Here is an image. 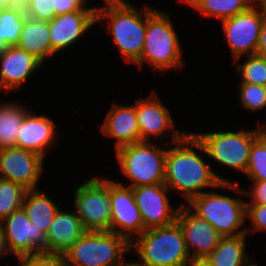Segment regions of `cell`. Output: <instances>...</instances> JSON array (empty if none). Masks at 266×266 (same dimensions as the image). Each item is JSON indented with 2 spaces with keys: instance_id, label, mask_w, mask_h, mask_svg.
Masks as SVG:
<instances>
[{
  "instance_id": "cell-36",
  "label": "cell",
  "mask_w": 266,
  "mask_h": 266,
  "mask_svg": "<svg viewBox=\"0 0 266 266\" xmlns=\"http://www.w3.org/2000/svg\"><path fill=\"white\" fill-rule=\"evenodd\" d=\"M56 15L80 10L89 0H53Z\"/></svg>"
},
{
  "instance_id": "cell-20",
  "label": "cell",
  "mask_w": 266,
  "mask_h": 266,
  "mask_svg": "<svg viewBox=\"0 0 266 266\" xmlns=\"http://www.w3.org/2000/svg\"><path fill=\"white\" fill-rule=\"evenodd\" d=\"M101 132L104 136L116 140L115 150L124 145L140 142L135 103L132 105L114 103L101 126Z\"/></svg>"
},
{
  "instance_id": "cell-10",
  "label": "cell",
  "mask_w": 266,
  "mask_h": 266,
  "mask_svg": "<svg viewBox=\"0 0 266 266\" xmlns=\"http://www.w3.org/2000/svg\"><path fill=\"white\" fill-rule=\"evenodd\" d=\"M264 14L262 5L256 1L246 11L221 21L234 62L256 54Z\"/></svg>"
},
{
  "instance_id": "cell-28",
  "label": "cell",
  "mask_w": 266,
  "mask_h": 266,
  "mask_svg": "<svg viewBox=\"0 0 266 266\" xmlns=\"http://www.w3.org/2000/svg\"><path fill=\"white\" fill-rule=\"evenodd\" d=\"M246 58L244 63H236V73L241 77L240 82L266 86V57L252 54Z\"/></svg>"
},
{
  "instance_id": "cell-3",
  "label": "cell",
  "mask_w": 266,
  "mask_h": 266,
  "mask_svg": "<svg viewBox=\"0 0 266 266\" xmlns=\"http://www.w3.org/2000/svg\"><path fill=\"white\" fill-rule=\"evenodd\" d=\"M177 35L168 13L146 5L144 46L140 60L135 65L142 68L144 63H148L159 72L172 68L180 70L184 59Z\"/></svg>"
},
{
  "instance_id": "cell-23",
  "label": "cell",
  "mask_w": 266,
  "mask_h": 266,
  "mask_svg": "<svg viewBox=\"0 0 266 266\" xmlns=\"http://www.w3.org/2000/svg\"><path fill=\"white\" fill-rule=\"evenodd\" d=\"M22 208L29 220L46 233L60 209L55 201L46 196L40 189L27 190Z\"/></svg>"
},
{
  "instance_id": "cell-25",
  "label": "cell",
  "mask_w": 266,
  "mask_h": 266,
  "mask_svg": "<svg viewBox=\"0 0 266 266\" xmlns=\"http://www.w3.org/2000/svg\"><path fill=\"white\" fill-rule=\"evenodd\" d=\"M257 0H179L193 7L196 11L210 17H217L221 21L246 11Z\"/></svg>"
},
{
  "instance_id": "cell-18",
  "label": "cell",
  "mask_w": 266,
  "mask_h": 266,
  "mask_svg": "<svg viewBox=\"0 0 266 266\" xmlns=\"http://www.w3.org/2000/svg\"><path fill=\"white\" fill-rule=\"evenodd\" d=\"M42 65L25 50L16 45L8 46L0 55V91L8 93L19 89Z\"/></svg>"
},
{
  "instance_id": "cell-5",
  "label": "cell",
  "mask_w": 266,
  "mask_h": 266,
  "mask_svg": "<svg viewBox=\"0 0 266 266\" xmlns=\"http://www.w3.org/2000/svg\"><path fill=\"white\" fill-rule=\"evenodd\" d=\"M263 133L262 125L250 130L215 131L193 133L197 138V148L216 163L242 171L245 175L251 147Z\"/></svg>"
},
{
  "instance_id": "cell-22",
  "label": "cell",
  "mask_w": 266,
  "mask_h": 266,
  "mask_svg": "<svg viewBox=\"0 0 266 266\" xmlns=\"http://www.w3.org/2000/svg\"><path fill=\"white\" fill-rule=\"evenodd\" d=\"M17 47L33 55L42 64L52 57L49 21L25 19Z\"/></svg>"
},
{
  "instance_id": "cell-45",
  "label": "cell",
  "mask_w": 266,
  "mask_h": 266,
  "mask_svg": "<svg viewBox=\"0 0 266 266\" xmlns=\"http://www.w3.org/2000/svg\"><path fill=\"white\" fill-rule=\"evenodd\" d=\"M259 1V3L262 5L264 11H265V14H266V0H257Z\"/></svg>"
},
{
  "instance_id": "cell-29",
  "label": "cell",
  "mask_w": 266,
  "mask_h": 266,
  "mask_svg": "<svg viewBox=\"0 0 266 266\" xmlns=\"http://www.w3.org/2000/svg\"><path fill=\"white\" fill-rule=\"evenodd\" d=\"M245 175L250 181H266V134L253 143Z\"/></svg>"
},
{
  "instance_id": "cell-15",
  "label": "cell",
  "mask_w": 266,
  "mask_h": 266,
  "mask_svg": "<svg viewBox=\"0 0 266 266\" xmlns=\"http://www.w3.org/2000/svg\"><path fill=\"white\" fill-rule=\"evenodd\" d=\"M169 191L164 183L132 188L145 229L170 225L176 220L178 208H172Z\"/></svg>"
},
{
  "instance_id": "cell-24",
  "label": "cell",
  "mask_w": 266,
  "mask_h": 266,
  "mask_svg": "<svg viewBox=\"0 0 266 266\" xmlns=\"http://www.w3.org/2000/svg\"><path fill=\"white\" fill-rule=\"evenodd\" d=\"M246 235L222 237L206 257L211 266H243L251 258L246 253Z\"/></svg>"
},
{
  "instance_id": "cell-39",
  "label": "cell",
  "mask_w": 266,
  "mask_h": 266,
  "mask_svg": "<svg viewBox=\"0 0 266 266\" xmlns=\"http://www.w3.org/2000/svg\"><path fill=\"white\" fill-rule=\"evenodd\" d=\"M182 266H211L206 257H189Z\"/></svg>"
},
{
  "instance_id": "cell-43",
  "label": "cell",
  "mask_w": 266,
  "mask_h": 266,
  "mask_svg": "<svg viewBox=\"0 0 266 266\" xmlns=\"http://www.w3.org/2000/svg\"><path fill=\"white\" fill-rule=\"evenodd\" d=\"M7 0H0V10L6 9Z\"/></svg>"
},
{
  "instance_id": "cell-9",
  "label": "cell",
  "mask_w": 266,
  "mask_h": 266,
  "mask_svg": "<svg viewBox=\"0 0 266 266\" xmlns=\"http://www.w3.org/2000/svg\"><path fill=\"white\" fill-rule=\"evenodd\" d=\"M74 194L75 210L84 230L111 231V179H87Z\"/></svg>"
},
{
  "instance_id": "cell-40",
  "label": "cell",
  "mask_w": 266,
  "mask_h": 266,
  "mask_svg": "<svg viewBox=\"0 0 266 266\" xmlns=\"http://www.w3.org/2000/svg\"><path fill=\"white\" fill-rule=\"evenodd\" d=\"M5 255V250H4V243H3V234H2V225L0 223V258H2Z\"/></svg>"
},
{
  "instance_id": "cell-11",
  "label": "cell",
  "mask_w": 266,
  "mask_h": 266,
  "mask_svg": "<svg viewBox=\"0 0 266 266\" xmlns=\"http://www.w3.org/2000/svg\"><path fill=\"white\" fill-rule=\"evenodd\" d=\"M5 255L16 257L47 253L46 232L32 223L23 208L13 212L1 222Z\"/></svg>"
},
{
  "instance_id": "cell-42",
  "label": "cell",
  "mask_w": 266,
  "mask_h": 266,
  "mask_svg": "<svg viewBox=\"0 0 266 266\" xmlns=\"http://www.w3.org/2000/svg\"><path fill=\"white\" fill-rule=\"evenodd\" d=\"M7 44L0 39V55L7 49Z\"/></svg>"
},
{
  "instance_id": "cell-6",
  "label": "cell",
  "mask_w": 266,
  "mask_h": 266,
  "mask_svg": "<svg viewBox=\"0 0 266 266\" xmlns=\"http://www.w3.org/2000/svg\"><path fill=\"white\" fill-rule=\"evenodd\" d=\"M130 242L111 231H85L64 253L67 266H118Z\"/></svg>"
},
{
  "instance_id": "cell-7",
  "label": "cell",
  "mask_w": 266,
  "mask_h": 266,
  "mask_svg": "<svg viewBox=\"0 0 266 266\" xmlns=\"http://www.w3.org/2000/svg\"><path fill=\"white\" fill-rule=\"evenodd\" d=\"M120 170L132 181L128 187L164 183L167 148L140 141L115 150Z\"/></svg>"
},
{
  "instance_id": "cell-32",
  "label": "cell",
  "mask_w": 266,
  "mask_h": 266,
  "mask_svg": "<svg viewBox=\"0 0 266 266\" xmlns=\"http://www.w3.org/2000/svg\"><path fill=\"white\" fill-rule=\"evenodd\" d=\"M19 260L18 266H67L63 254H49L40 252L37 254L16 257Z\"/></svg>"
},
{
  "instance_id": "cell-44",
  "label": "cell",
  "mask_w": 266,
  "mask_h": 266,
  "mask_svg": "<svg viewBox=\"0 0 266 266\" xmlns=\"http://www.w3.org/2000/svg\"><path fill=\"white\" fill-rule=\"evenodd\" d=\"M251 261H252L251 259L248 260L243 266H258L257 263H252Z\"/></svg>"
},
{
  "instance_id": "cell-13",
  "label": "cell",
  "mask_w": 266,
  "mask_h": 266,
  "mask_svg": "<svg viewBox=\"0 0 266 266\" xmlns=\"http://www.w3.org/2000/svg\"><path fill=\"white\" fill-rule=\"evenodd\" d=\"M135 111L140 131V141H149L151 137H171L170 142L180 140L187 132L174 129V121L169 109L152 92L150 97L138 99ZM168 133L169 135H167ZM172 133V134H171ZM166 134V135H165Z\"/></svg>"
},
{
  "instance_id": "cell-41",
  "label": "cell",
  "mask_w": 266,
  "mask_h": 266,
  "mask_svg": "<svg viewBox=\"0 0 266 266\" xmlns=\"http://www.w3.org/2000/svg\"><path fill=\"white\" fill-rule=\"evenodd\" d=\"M118 266H146L142 262H125L124 259Z\"/></svg>"
},
{
  "instance_id": "cell-2",
  "label": "cell",
  "mask_w": 266,
  "mask_h": 266,
  "mask_svg": "<svg viewBox=\"0 0 266 266\" xmlns=\"http://www.w3.org/2000/svg\"><path fill=\"white\" fill-rule=\"evenodd\" d=\"M97 6V22L108 21V32L112 35L119 53L130 64L140 60L146 35V5L141 11L126 0H103ZM144 10V11H143Z\"/></svg>"
},
{
  "instance_id": "cell-31",
  "label": "cell",
  "mask_w": 266,
  "mask_h": 266,
  "mask_svg": "<svg viewBox=\"0 0 266 266\" xmlns=\"http://www.w3.org/2000/svg\"><path fill=\"white\" fill-rule=\"evenodd\" d=\"M239 89L240 102L244 108L253 112L266 109V86L240 82Z\"/></svg>"
},
{
  "instance_id": "cell-16",
  "label": "cell",
  "mask_w": 266,
  "mask_h": 266,
  "mask_svg": "<svg viewBox=\"0 0 266 266\" xmlns=\"http://www.w3.org/2000/svg\"><path fill=\"white\" fill-rule=\"evenodd\" d=\"M111 208V232L125 237L131 243L146 230L132 188L114 179H111Z\"/></svg>"
},
{
  "instance_id": "cell-27",
  "label": "cell",
  "mask_w": 266,
  "mask_h": 266,
  "mask_svg": "<svg viewBox=\"0 0 266 266\" xmlns=\"http://www.w3.org/2000/svg\"><path fill=\"white\" fill-rule=\"evenodd\" d=\"M26 192L22 185L0 178V222L22 208Z\"/></svg>"
},
{
  "instance_id": "cell-8",
  "label": "cell",
  "mask_w": 266,
  "mask_h": 266,
  "mask_svg": "<svg viewBox=\"0 0 266 266\" xmlns=\"http://www.w3.org/2000/svg\"><path fill=\"white\" fill-rule=\"evenodd\" d=\"M186 205L199 217L210 223L222 237L246 234V201L217 192H204ZM242 228V229H241Z\"/></svg>"
},
{
  "instance_id": "cell-37",
  "label": "cell",
  "mask_w": 266,
  "mask_h": 266,
  "mask_svg": "<svg viewBox=\"0 0 266 266\" xmlns=\"http://www.w3.org/2000/svg\"><path fill=\"white\" fill-rule=\"evenodd\" d=\"M6 9L14 11L21 18L31 19V8L29 0H7Z\"/></svg>"
},
{
  "instance_id": "cell-30",
  "label": "cell",
  "mask_w": 266,
  "mask_h": 266,
  "mask_svg": "<svg viewBox=\"0 0 266 266\" xmlns=\"http://www.w3.org/2000/svg\"><path fill=\"white\" fill-rule=\"evenodd\" d=\"M24 20L14 11L0 10V39L7 46H15L19 42Z\"/></svg>"
},
{
  "instance_id": "cell-38",
  "label": "cell",
  "mask_w": 266,
  "mask_h": 266,
  "mask_svg": "<svg viewBox=\"0 0 266 266\" xmlns=\"http://www.w3.org/2000/svg\"><path fill=\"white\" fill-rule=\"evenodd\" d=\"M256 54L266 57V14H264Z\"/></svg>"
},
{
  "instance_id": "cell-34",
  "label": "cell",
  "mask_w": 266,
  "mask_h": 266,
  "mask_svg": "<svg viewBox=\"0 0 266 266\" xmlns=\"http://www.w3.org/2000/svg\"><path fill=\"white\" fill-rule=\"evenodd\" d=\"M246 217L250 218L252 224V226L246 227V234L250 230L266 232V205L246 204Z\"/></svg>"
},
{
  "instance_id": "cell-21",
  "label": "cell",
  "mask_w": 266,
  "mask_h": 266,
  "mask_svg": "<svg viewBox=\"0 0 266 266\" xmlns=\"http://www.w3.org/2000/svg\"><path fill=\"white\" fill-rule=\"evenodd\" d=\"M85 232L76 211L58 210L47 236V253L63 254L67 252Z\"/></svg>"
},
{
  "instance_id": "cell-14",
  "label": "cell",
  "mask_w": 266,
  "mask_h": 266,
  "mask_svg": "<svg viewBox=\"0 0 266 266\" xmlns=\"http://www.w3.org/2000/svg\"><path fill=\"white\" fill-rule=\"evenodd\" d=\"M87 6L85 4L80 10L56 15L49 21L52 56L77 43L97 24V6Z\"/></svg>"
},
{
  "instance_id": "cell-26",
  "label": "cell",
  "mask_w": 266,
  "mask_h": 266,
  "mask_svg": "<svg viewBox=\"0 0 266 266\" xmlns=\"http://www.w3.org/2000/svg\"><path fill=\"white\" fill-rule=\"evenodd\" d=\"M29 112L20 103H0V149L16 146L17 132Z\"/></svg>"
},
{
  "instance_id": "cell-17",
  "label": "cell",
  "mask_w": 266,
  "mask_h": 266,
  "mask_svg": "<svg viewBox=\"0 0 266 266\" xmlns=\"http://www.w3.org/2000/svg\"><path fill=\"white\" fill-rule=\"evenodd\" d=\"M176 221L191 257H207L222 238L210 223L195 214L183 202L178 207Z\"/></svg>"
},
{
  "instance_id": "cell-35",
  "label": "cell",
  "mask_w": 266,
  "mask_h": 266,
  "mask_svg": "<svg viewBox=\"0 0 266 266\" xmlns=\"http://www.w3.org/2000/svg\"><path fill=\"white\" fill-rule=\"evenodd\" d=\"M31 19L50 21L56 16L53 0H29Z\"/></svg>"
},
{
  "instance_id": "cell-1",
  "label": "cell",
  "mask_w": 266,
  "mask_h": 266,
  "mask_svg": "<svg viewBox=\"0 0 266 266\" xmlns=\"http://www.w3.org/2000/svg\"><path fill=\"white\" fill-rule=\"evenodd\" d=\"M163 146L167 147L164 184L171 192L179 191L186 200L184 204L206 192L203 189L221 188V183L233 182L215 173L203 155L196 152L197 138L193 132H187L171 144L165 142Z\"/></svg>"
},
{
  "instance_id": "cell-46",
  "label": "cell",
  "mask_w": 266,
  "mask_h": 266,
  "mask_svg": "<svg viewBox=\"0 0 266 266\" xmlns=\"http://www.w3.org/2000/svg\"><path fill=\"white\" fill-rule=\"evenodd\" d=\"M262 128H263V132L266 134V124L264 125H262Z\"/></svg>"
},
{
  "instance_id": "cell-33",
  "label": "cell",
  "mask_w": 266,
  "mask_h": 266,
  "mask_svg": "<svg viewBox=\"0 0 266 266\" xmlns=\"http://www.w3.org/2000/svg\"><path fill=\"white\" fill-rule=\"evenodd\" d=\"M251 191L243 190L238 182H223L221 183V189L232 190L244 195H250L251 202L248 201L246 204H262L266 205V181H251ZM250 202V203H249Z\"/></svg>"
},
{
  "instance_id": "cell-4",
  "label": "cell",
  "mask_w": 266,
  "mask_h": 266,
  "mask_svg": "<svg viewBox=\"0 0 266 266\" xmlns=\"http://www.w3.org/2000/svg\"><path fill=\"white\" fill-rule=\"evenodd\" d=\"M146 266H182L190 254L179 223L146 229L130 243ZM134 248V249H133Z\"/></svg>"
},
{
  "instance_id": "cell-19",
  "label": "cell",
  "mask_w": 266,
  "mask_h": 266,
  "mask_svg": "<svg viewBox=\"0 0 266 266\" xmlns=\"http://www.w3.org/2000/svg\"><path fill=\"white\" fill-rule=\"evenodd\" d=\"M56 124L47 115L30 112L24 117L17 132L16 147L30 150L45 157L57 140Z\"/></svg>"
},
{
  "instance_id": "cell-12",
  "label": "cell",
  "mask_w": 266,
  "mask_h": 266,
  "mask_svg": "<svg viewBox=\"0 0 266 266\" xmlns=\"http://www.w3.org/2000/svg\"><path fill=\"white\" fill-rule=\"evenodd\" d=\"M44 157L16 146L0 149V178L22 185L27 190L38 189Z\"/></svg>"
}]
</instances>
